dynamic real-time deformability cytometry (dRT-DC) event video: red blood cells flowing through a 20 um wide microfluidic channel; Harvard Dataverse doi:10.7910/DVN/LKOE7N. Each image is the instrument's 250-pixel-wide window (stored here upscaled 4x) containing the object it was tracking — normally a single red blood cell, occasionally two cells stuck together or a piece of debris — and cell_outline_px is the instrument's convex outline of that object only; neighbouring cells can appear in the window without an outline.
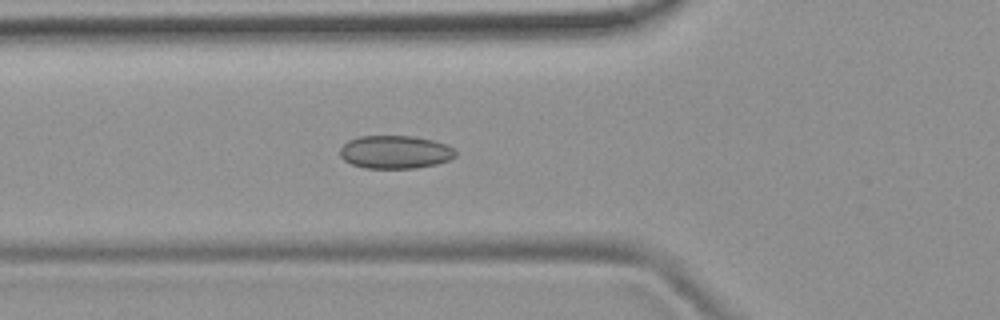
{"species": "common noctule bat (a hibernating species)", "species_latin": "Nyctalus noctula", "temperature_condition": "room temperature", "stored_images_in_passage": 52, "camera_frame_rate_fps": 3000, "um_per_image_px": 0.085, "animal": {"sex": "female", "body_mass_g": 19.9}, "frame": {"image": 1, "passage_image": 18, "time_ms": 5.667, "image_size_px": [1000, 320], "cell_outline_px": [[456, 156], [448, 160], [436, 164], [416, 168], [364, 168], [352, 164], [344, 160], [340, 156], [340, 148], [348, 140], [360, 136], [412, 136], [432, 140], [448, 144], [456, 152]], "centroid_in_image_um": [33.58, 12.92], "position_along_channel_um": 92.2, "area_um2": 22.31}}
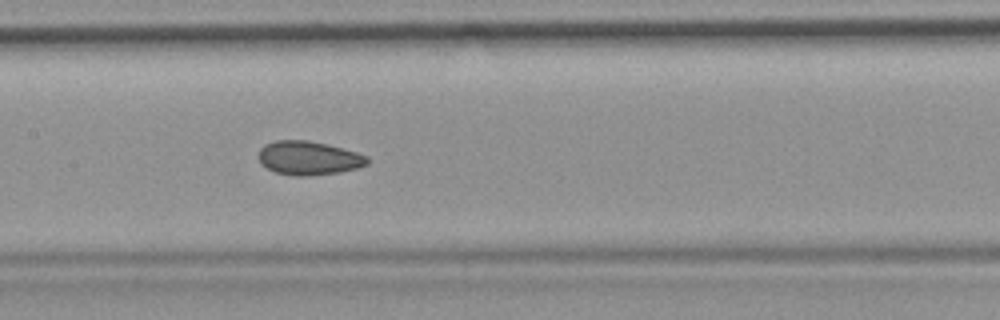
{"frame": {"image": 2, "passage_image": 25, "time_ms": 8.0, "image_size_px": [1000, 320], "cell_outline_px": [[368, 164], [356, 168], [340, 172], [308, 176], [292, 176], [276, 172], [260, 164], [260, 148], [264, 144], [276, 140], [308, 140], [356, 152], [368, 156]], "centroid_in_image_um": [26.22, 13.44], "position_along_channel_um": 181.2, "area_um2": 21.27}}
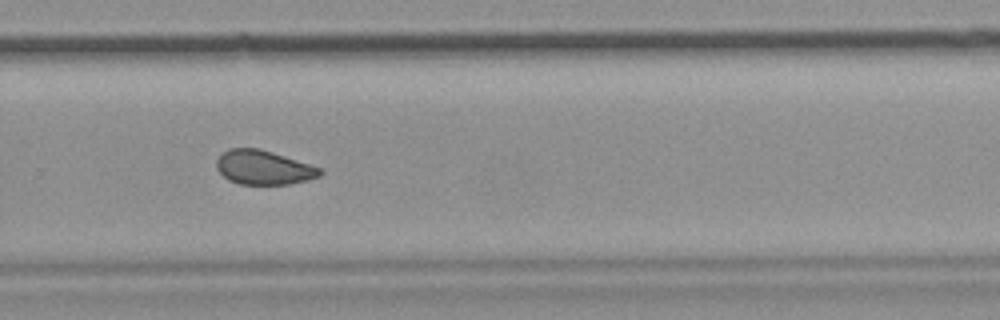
{"frame": {"image": 3, "passage_image": 35, "time_ms": 11.333, "image_size_px": [1000, 320], "cell_outline_px": [[324, 172], [320, 176], [308, 180], [288, 184], [240, 184], [228, 180], [216, 168], [216, 160], [228, 148], [260, 148], [320, 168]], "centroid_in_image_um": [22.39, 14.24], "position_along_channel_um": 307.4, "area_um2": 20.46}, "authors_computed_cell_mechanics": {"area_um2": 21.7617, "velocity_mm_per_s": 3.8106, "shape_relaxation_time_tau1_ms": 7.6855, "shape_relaxation_time_tau2_ms": 1.7864, "deformation_change_tau1": 0.0871, "deformation_change_tau2": 0.0646}}